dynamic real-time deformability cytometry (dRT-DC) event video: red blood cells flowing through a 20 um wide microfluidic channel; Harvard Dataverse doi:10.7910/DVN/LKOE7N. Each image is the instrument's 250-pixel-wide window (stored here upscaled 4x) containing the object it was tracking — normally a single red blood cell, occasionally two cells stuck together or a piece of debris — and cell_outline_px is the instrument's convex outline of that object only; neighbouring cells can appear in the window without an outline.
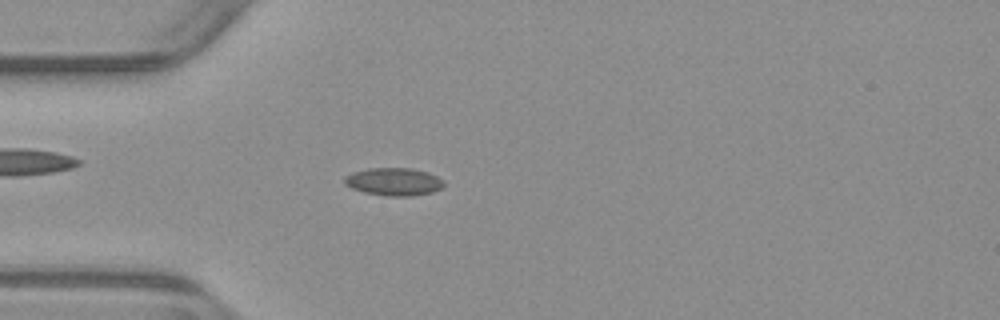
{"species": "common noctule bat (a hibernating species)", "species_latin": "Nyctalus noctula", "temperature_condition": "warm", "stored_images_in_passage": 53, "camera_frame_rate_fps": 3000, "um_per_image_px": 0.085, "animal": {"sex": "male", "body_mass_g": 23.1, "forearm_length_mm": 52.7}, "frame": {"image": 1, "passage_image": 15, "time_ms": 4.667, "image_size_px": [1000, 320], "cell_outline_px": [[444, 184], [440, 188], [432, 192], [412, 196], [384, 196], [364, 192], [352, 188], [344, 184], [344, 176], [352, 172], [368, 168], [412, 168], [428, 172], [444, 180]], "centroid_in_image_um": [33.45, 15.44], "position_along_channel_um": 51.5, "area_um2": 16.18}}
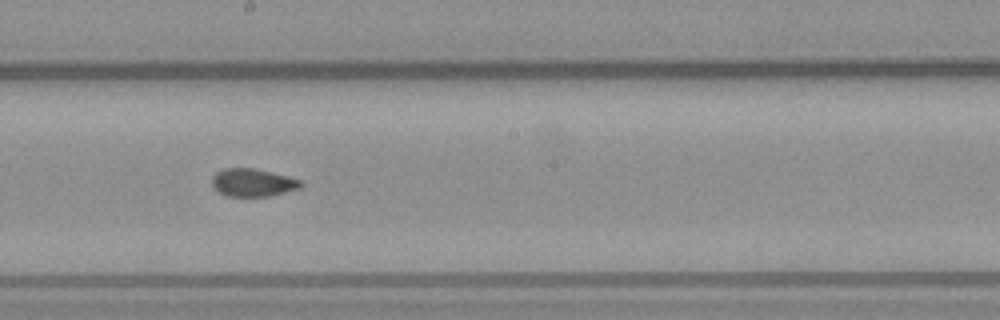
{"frame": {"image": 2, "passage_image": 29, "time_ms": 9.333, "image_size_px": [1000, 320], "cell_outline_px": [[304, 184], [300, 188], [272, 196], [228, 196], [220, 192], [212, 184], [212, 176], [216, 172], [224, 168], [252, 168], [300, 180]], "centroid_in_image_um": [21.48, 15.53], "position_along_channel_um": 226.7, "area_um2": 14.16}}
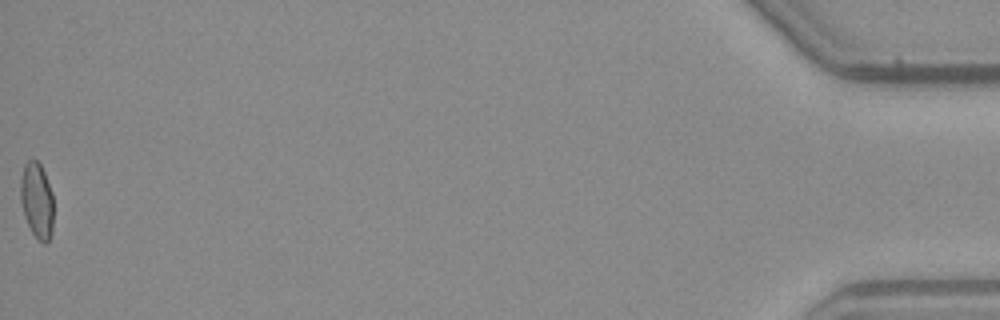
{"frame": {"image": 3, "passage_image": 53, "time_ms": 17.333, "image_size_px": [1000, 320], "cell_outline_px": [[52, 232], [48, 240], [44, 244], [32, 232], [24, 216], [20, 200], [20, 180], [24, 164], [28, 160], [36, 160], [40, 164], [44, 172], [52, 192]], "centroid_in_image_um": [3.11, 17.01], "position_along_channel_um": 432.1, "area_um2": 14.45}, "authors_computed_cell_mechanics": {"area_um2": 14.6234, "velocity_mm_per_s": 3.9268, "shape_relaxation_time_tau1_ms": null, "shape_relaxation_time_tau2_ms": 1.1518, "deformation_change_tau1": null, "deformation_change_tau2": 0.058}}